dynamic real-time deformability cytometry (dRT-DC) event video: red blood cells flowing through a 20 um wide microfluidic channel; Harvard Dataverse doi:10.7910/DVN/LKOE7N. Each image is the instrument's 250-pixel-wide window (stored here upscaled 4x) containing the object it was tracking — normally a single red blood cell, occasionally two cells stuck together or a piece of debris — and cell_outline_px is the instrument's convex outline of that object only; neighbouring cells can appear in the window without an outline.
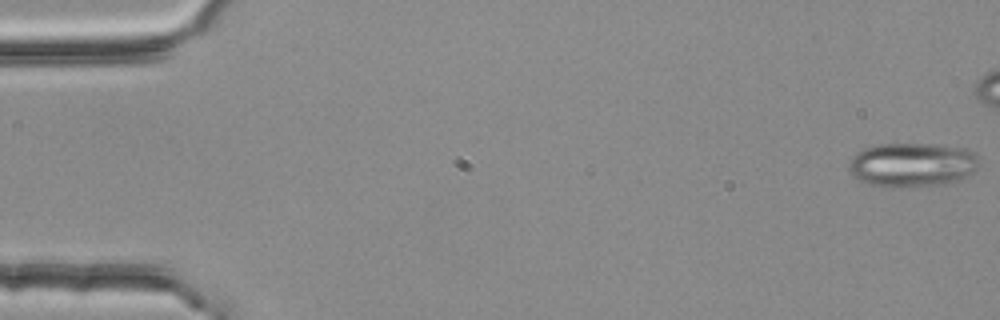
{"species": "common noctule bat (a hibernating species)", "species_latin": "Nyctalus noctula", "temperature_condition": "room temperature", "stored_images_in_passage": 5, "camera_frame_rate_fps": 3000, "um_per_image_px": 0.085, "animal": {"sex": "female", "body_mass_g": 25.1}, "frame": {"image": 1, "passage_image": 1, "time_ms": 0.0, "image_size_px": [1000, 320], "cell_outline_px": [[980, 160], [976, 168], [972, 172], [960, 180], [944, 184], [900, 188], [888, 188], [868, 184], [852, 176], [848, 168], [848, 160], [856, 152], [864, 148], [876, 144], [928, 144], [968, 148], [976, 152]], "centroid_in_image_um": [77.51, 14.01], "position_along_channel_um": 7.5, "area_um2": 34.22}}
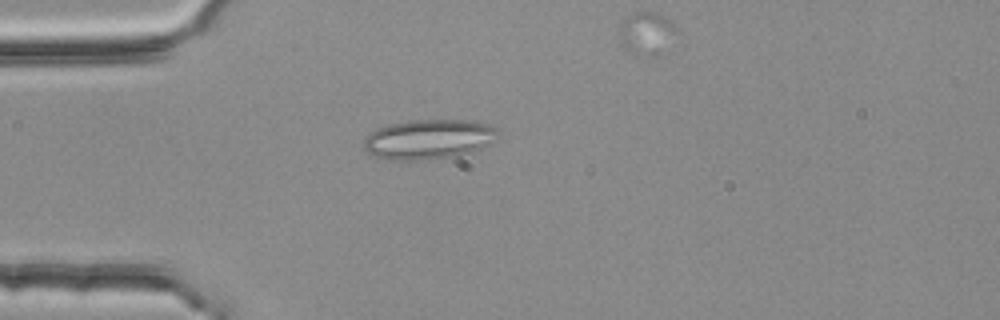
{"frame": {"image": 2, "passage_image": 5, "time_ms": 1.333, "image_size_px": [1000, 320], "cell_outline_px": [[500, 136], [492, 144], [476, 152], [464, 156], [420, 160], [388, 160], [372, 156], [364, 148], [364, 136], [368, 132], [388, 124], [408, 120], [472, 120], [488, 124], [496, 128], [500, 132]], "centroid_in_image_um": [36.49, 11.85], "position_along_channel_um": 48.5, "area_um2": 32.19}}